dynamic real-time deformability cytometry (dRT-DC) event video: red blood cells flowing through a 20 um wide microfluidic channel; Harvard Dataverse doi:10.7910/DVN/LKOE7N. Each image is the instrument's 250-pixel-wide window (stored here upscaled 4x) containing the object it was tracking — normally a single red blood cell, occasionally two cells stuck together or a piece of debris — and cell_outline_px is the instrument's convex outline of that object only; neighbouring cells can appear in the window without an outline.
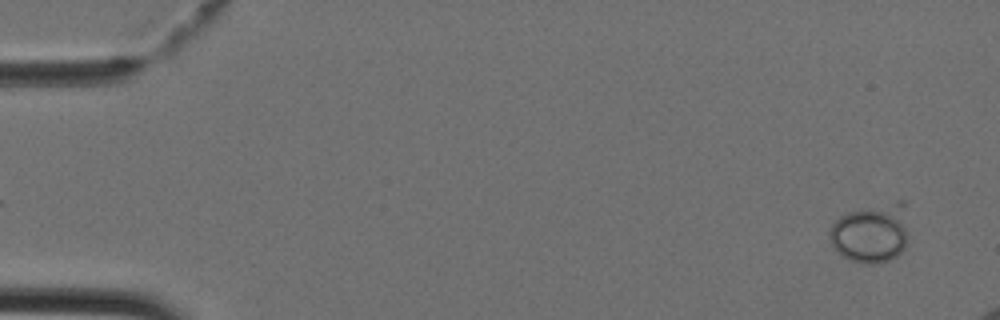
{"species": "Egyptian fruit bat (a non-hibernating species)", "species_latin": "Rousettus aegyptiacus", "temperature_condition": "cold", "stored_images_in_passage": 11, "camera_frame_rate_fps": 3000, "um_per_image_px": 0.085, "animal": {"sex": "female"}, "frame": {"image": 1, "passage_image": 2, "time_ms": 0.333, "image_size_px": [1000, 320], "cell_outline_px": [[904, 248], [896, 256], [888, 260], [876, 264], [864, 264], [848, 260], [832, 244], [828, 236], [828, 232], [832, 224], [840, 216], [848, 212], [896, 200], [904, 200]], "centroid_in_image_um": [73.98, 19.81], "position_along_channel_um": 11.0, "area_um2": 26.76}}